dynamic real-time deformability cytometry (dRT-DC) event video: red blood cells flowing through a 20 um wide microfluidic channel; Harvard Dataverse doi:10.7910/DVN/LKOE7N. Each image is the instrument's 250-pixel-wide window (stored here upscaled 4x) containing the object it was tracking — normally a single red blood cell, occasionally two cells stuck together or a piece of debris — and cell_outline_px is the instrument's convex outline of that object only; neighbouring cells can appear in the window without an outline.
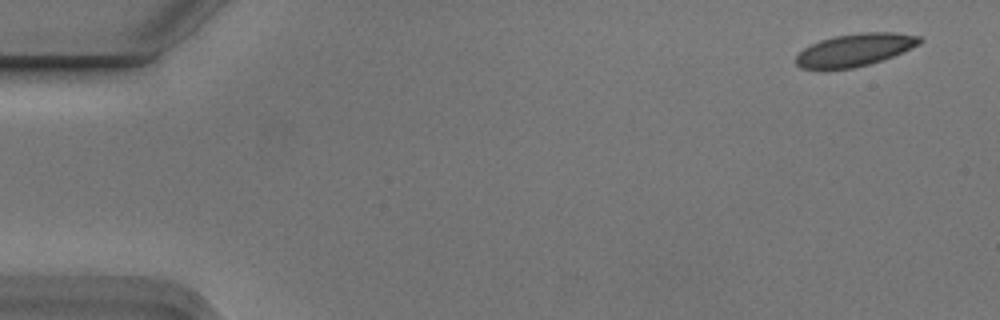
{"species": "Egyptian fruit bat (a non-hibernating species)", "species_latin": "Rousettus aegyptiacus", "temperature_condition": "cold", "stored_images_in_passage": 4, "camera_frame_rate_fps": 3000, "um_per_image_px": 0.085, "animal": {"sex": "male"}, "frame": {"image": 1, "passage_image": 1, "time_ms": 0.0, "image_size_px": [1000, 320], "cell_outline_px": [[924, 40], [920, 44], [892, 56], [868, 64], [852, 68], [828, 72], [800, 68], [796, 64], [796, 56], [804, 48], [820, 40], [832, 36], [860, 32], [896, 32], [920, 36]], "centroid_in_image_um": [72.61, 4.26], "position_along_channel_um": 12.4, "area_um2": 23.99}}
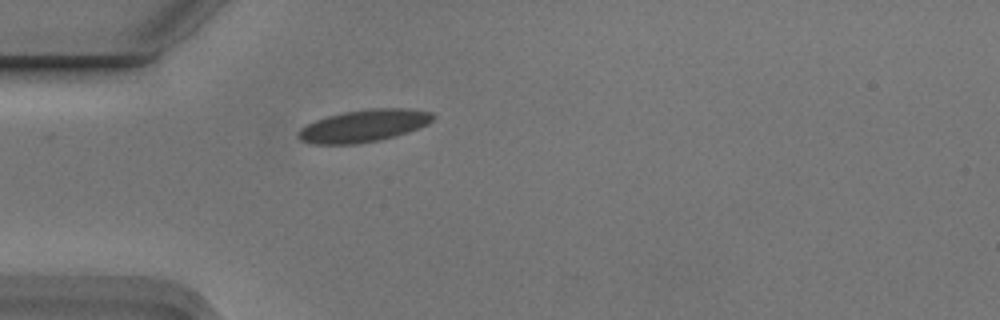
{"frame": {"image": 2, "passage_image": 4, "time_ms": 1.0, "image_size_px": [1000, 320], "cell_outline_px": [[436, 116], [428, 124], [408, 132], [396, 136], [380, 140], [356, 144], [312, 144], [300, 140], [296, 136], [296, 132], [300, 128], [316, 120], [328, 116], [344, 112], [372, 108], [408, 108], [432, 112]], "centroid_in_image_um": [30.92, 10.7], "position_along_channel_um": 54.1, "area_um2": 25.49}}